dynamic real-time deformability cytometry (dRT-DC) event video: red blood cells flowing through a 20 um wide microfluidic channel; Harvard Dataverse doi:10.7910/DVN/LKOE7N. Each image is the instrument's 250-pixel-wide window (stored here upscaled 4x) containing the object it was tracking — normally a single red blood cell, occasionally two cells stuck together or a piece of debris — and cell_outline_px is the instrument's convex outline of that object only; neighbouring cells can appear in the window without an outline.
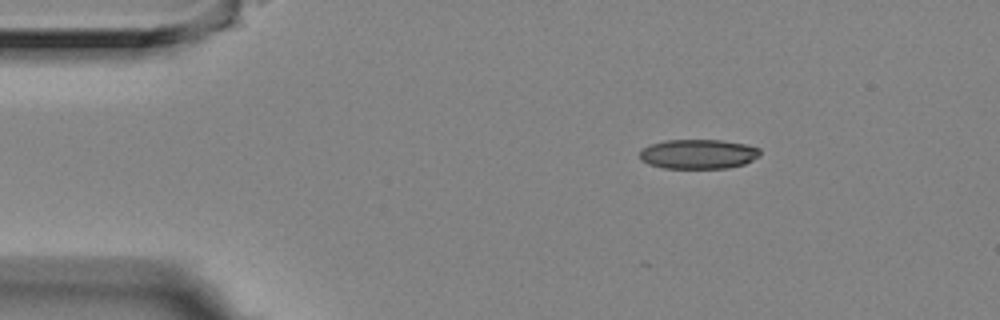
{"species": "Egyptian fruit bat (a non-hibernating species)", "species_latin": "Rousettus aegyptiacus", "temperature_condition": "room temperature", "stored_images_in_passage": 4, "camera_frame_rate_fps": 3000, "um_per_image_px": 0.085, "animal": {"sex": "female"}, "frame": {"image": 1, "passage_image": 4, "time_ms": 1.0, "image_size_px": [1000, 320], "cell_outline_px": [[760, 156], [744, 164], [728, 168], [664, 168], [648, 164], [640, 160], [640, 152], [648, 144], [664, 140], [720, 140], [744, 144], [760, 148]], "centroid_in_image_um": [59.34, 13.09], "position_along_channel_um": 25.7, "area_um2": 20.81}}